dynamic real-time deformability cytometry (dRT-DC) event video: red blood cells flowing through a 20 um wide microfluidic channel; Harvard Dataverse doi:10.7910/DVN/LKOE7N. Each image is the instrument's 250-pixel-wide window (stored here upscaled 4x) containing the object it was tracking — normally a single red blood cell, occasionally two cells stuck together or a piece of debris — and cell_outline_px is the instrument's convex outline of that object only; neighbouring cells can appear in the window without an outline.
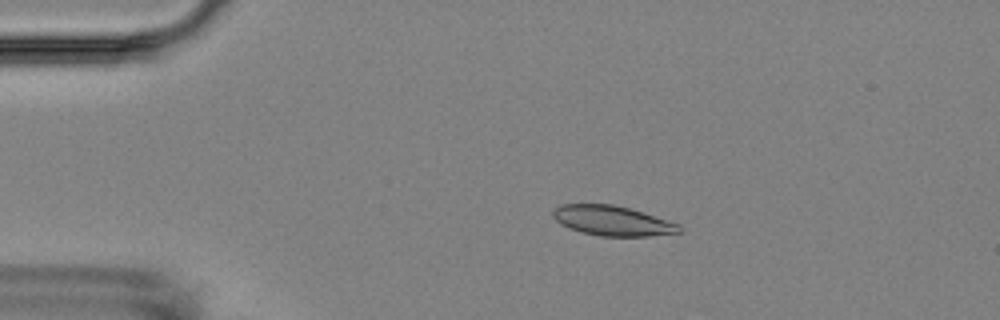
{"species": "Egyptian fruit bat (a non-hibernating species)", "species_latin": "Rousettus aegyptiacus", "temperature_condition": "room temperature", "stored_images_in_passage": 6, "camera_frame_rate_fps": 3000, "um_per_image_px": 0.085, "animal": {"sex": "female"}, "frame": {"image": 1, "passage_image": 3, "time_ms": 2.667, "image_size_px": [1000, 320], "cell_outline_px": [[680, 232], [648, 236], [600, 236], [580, 232], [568, 228], [560, 224], [552, 216], [552, 212], [560, 204], [612, 204], [628, 208], [680, 224]], "centroid_in_image_um": [52.0, 18.76], "position_along_channel_um": 33.0, "area_um2": 21.85}}
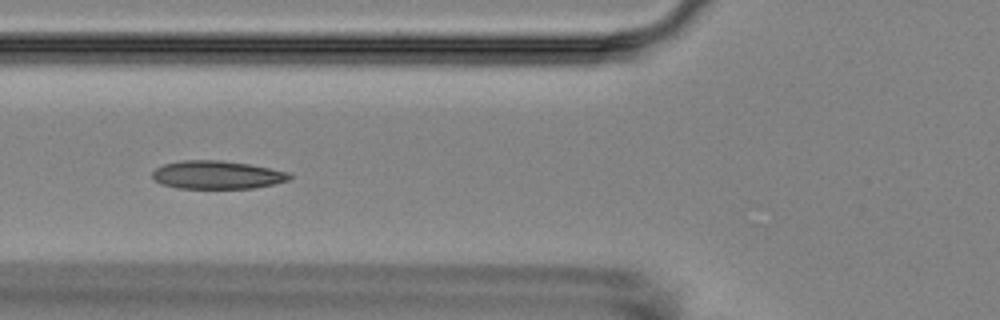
{"frame": {"image": 2, "passage_image": 5, "time_ms": 6.0, "image_size_px": [1000, 320], "cell_outline_px": [[292, 176], [288, 180], [272, 184], [252, 188], [176, 188], [160, 184], [152, 176], [152, 172], [156, 168], [164, 164], [184, 160], [220, 160], [248, 164], [292, 172]], "centroid_in_image_um": [18.45, 14.86], "position_along_channel_um": 107.3, "area_um2": 22.48}}